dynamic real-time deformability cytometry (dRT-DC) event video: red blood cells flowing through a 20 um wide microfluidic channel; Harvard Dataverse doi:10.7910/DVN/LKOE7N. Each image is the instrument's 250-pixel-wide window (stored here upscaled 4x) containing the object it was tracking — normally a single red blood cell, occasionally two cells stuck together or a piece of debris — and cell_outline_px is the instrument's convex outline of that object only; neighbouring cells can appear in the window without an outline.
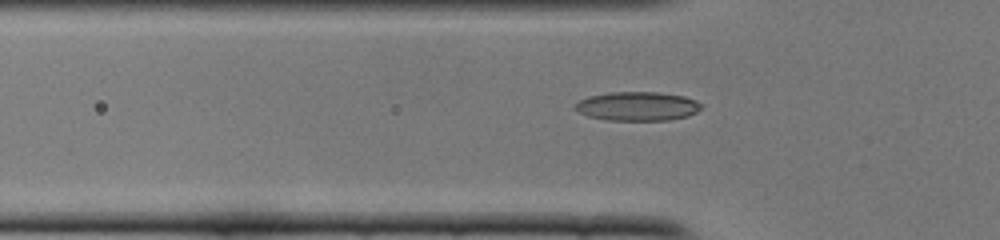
{"species": "common noctule bat (a hibernating species)", "species_latin": "Nyctalus noctula", "temperature_condition": "cold", "stored_images_in_passage": 49, "camera_frame_rate_fps": 3000, "um_per_image_px": 0.085, "animal": {"sex": "female", "body_mass_g": 22.0, "forearm_length_mm": 56.7}, "frame": {"image": 1, "passage_image": 16, "time_ms": 5.0, "image_size_px": [1000, 240], "cell_outline_px": [[704, 104], [696, 112], [688, 116], [668, 120], [608, 120], [588, 116], [572, 108], [572, 104], [588, 96], [612, 92], [656, 92], [684, 96], [696, 100]], "centroid_in_image_um": [54.17, 9.03], "position_along_channel_um": 71.6, "area_um2": 21.39}}
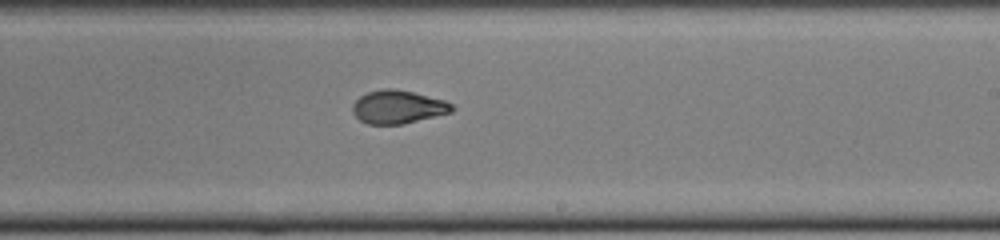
{"frame": {"image": 2, "passage_image": 30, "time_ms": 9.667, "image_size_px": [1000, 240], "cell_outline_px": [[456, 108], [452, 112], [404, 124], [368, 124], [360, 120], [352, 112], [352, 104], [360, 96], [368, 92], [384, 88], [396, 88], [444, 100], [452, 104]], "centroid_in_image_um": [33.83, 9.09], "position_along_channel_um": 255.2, "area_um2": 19.31}}
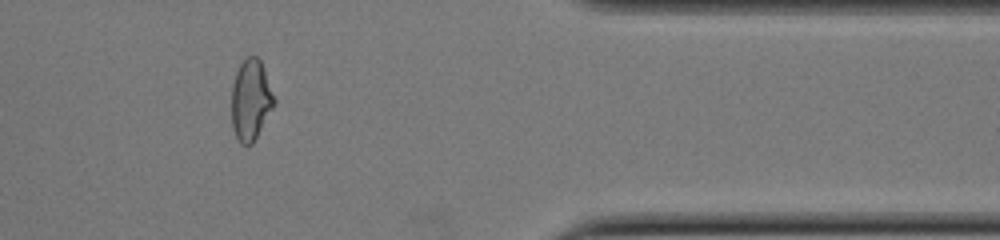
{"frame": {"image": 3, "passage_image": 42, "time_ms": 13.667, "image_size_px": [1000, 240], "cell_outline_px": [[276, 104], [252, 144], [240, 144], [232, 128], [232, 84], [236, 72], [240, 64], [248, 56], [256, 56], [260, 60], [276, 100]], "centroid_in_image_um": [21.32, 8.51], "position_along_channel_um": 390.1, "area_um2": 20.0}}